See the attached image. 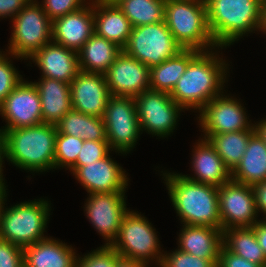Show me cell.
I'll list each match as a JSON object with an SVG mask.
<instances>
[{
    "label": "cell",
    "instance_id": "cell-1",
    "mask_svg": "<svg viewBox=\"0 0 266 267\" xmlns=\"http://www.w3.org/2000/svg\"><path fill=\"white\" fill-rule=\"evenodd\" d=\"M217 55L212 49L200 51L189 62L170 93L180 107L199 112L210 100L223 93L228 63Z\"/></svg>",
    "mask_w": 266,
    "mask_h": 267
},
{
    "label": "cell",
    "instance_id": "cell-2",
    "mask_svg": "<svg viewBox=\"0 0 266 267\" xmlns=\"http://www.w3.org/2000/svg\"><path fill=\"white\" fill-rule=\"evenodd\" d=\"M0 135L3 159L28 172L54 169L56 125L41 123L5 130Z\"/></svg>",
    "mask_w": 266,
    "mask_h": 267
},
{
    "label": "cell",
    "instance_id": "cell-3",
    "mask_svg": "<svg viewBox=\"0 0 266 267\" xmlns=\"http://www.w3.org/2000/svg\"><path fill=\"white\" fill-rule=\"evenodd\" d=\"M169 198L184 225L221 228L218 187L186 178L179 173H163Z\"/></svg>",
    "mask_w": 266,
    "mask_h": 267
},
{
    "label": "cell",
    "instance_id": "cell-4",
    "mask_svg": "<svg viewBox=\"0 0 266 267\" xmlns=\"http://www.w3.org/2000/svg\"><path fill=\"white\" fill-rule=\"evenodd\" d=\"M262 0H205L208 26L218 47L259 31Z\"/></svg>",
    "mask_w": 266,
    "mask_h": 267
},
{
    "label": "cell",
    "instance_id": "cell-5",
    "mask_svg": "<svg viewBox=\"0 0 266 267\" xmlns=\"http://www.w3.org/2000/svg\"><path fill=\"white\" fill-rule=\"evenodd\" d=\"M164 21L183 49H219L208 26L205 0H166Z\"/></svg>",
    "mask_w": 266,
    "mask_h": 267
},
{
    "label": "cell",
    "instance_id": "cell-6",
    "mask_svg": "<svg viewBox=\"0 0 266 267\" xmlns=\"http://www.w3.org/2000/svg\"><path fill=\"white\" fill-rule=\"evenodd\" d=\"M4 208L1 212V239L24 248L47 238L44 232L51 210L48 200L40 198Z\"/></svg>",
    "mask_w": 266,
    "mask_h": 267
},
{
    "label": "cell",
    "instance_id": "cell-7",
    "mask_svg": "<svg viewBox=\"0 0 266 267\" xmlns=\"http://www.w3.org/2000/svg\"><path fill=\"white\" fill-rule=\"evenodd\" d=\"M12 23L9 51L6 50L11 57L27 60L52 42V20L36 0H30L12 19Z\"/></svg>",
    "mask_w": 266,
    "mask_h": 267
},
{
    "label": "cell",
    "instance_id": "cell-8",
    "mask_svg": "<svg viewBox=\"0 0 266 267\" xmlns=\"http://www.w3.org/2000/svg\"><path fill=\"white\" fill-rule=\"evenodd\" d=\"M156 233L144 215L128 210L118 236L110 246L120 257L144 262L147 266L149 260H156L155 263L160 267L163 253Z\"/></svg>",
    "mask_w": 266,
    "mask_h": 267
},
{
    "label": "cell",
    "instance_id": "cell-9",
    "mask_svg": "<svg viewBox=\"0 0 266 267\" xmlns=\"http://www.w3.org/2000/svg\"><path fill=\"white\" fill-rule=\"evenodd\" d=\"M182 46L175 40L165 21L132 27L123 51L149 69L176 56Z\"/></svg>",
    "mask_w": 266,
    "mask_h": 267
},
{
    "label": "cell",
    "instance_id": "cell-10",
    "mask_svg": "<svg viewBox=\"0 0 266 267\" xmlns=\"http://www.w3.org/2000/svg\"><path fill=\"white\" fill-rule=\"evenodd\" d=\"M102 118L110 150L121 154L130 152L141 132L135 98L111 95Z\"/></svg>",
    "mask_w": 266,
    "mask_h": 267
},
{
    "label": "cell",
    "instance_id": "cell-11",
    "mask_svg": "<svg viewBox=\"0 0 266 267\" xmlns=\"http://www.w3.org/2000/svg\"><path fill=\"white\" fill-rule=\"evenodd\" d=\"M141 131L159 137L169 136L175 129L182 110L169 93L147 90L135 97Z\"/></svg>",
    "mask_w": 266,
    "mask_h": 267
},
{
    "label": "cell",
    "instance_id": "cell-12",
    "mask_svg": "<svg viewBox=\"0 0 266 267\" xmlns=\"http://www.w3.org/2000/svg\"><path fill=\"white\" fill-rule=\"evenodd\" d=\"M237 98L221 95L210 100L199 112V125L207 139L213 134L255 130Z\"/></svg>",
    "mask_w": 266,
    "mask_h": 267
},
{
    "label": "cell",
    "instance_id": "cell-13",
    "mask_svg": "<svg viewBox=\"0 0 266 267\" xmlns=\"http://www.w3.org/2000/svg\"><path fill=\"white\" fill-rule=\"evenodd\" d=\"M221 229L252 227L257 220L252 186L233 180L218 187Z\"/></svg>",
    "mask_w": 266,
    "mask_h": 267
},
{
    "label": "cell",
    "instance_id": "cell-14",
    "mask_svg": "<svg viewBox=\"0 0 266 267\" xmlns=\"http://www.w3.org/2000/svg\"><path fill=\"white\" fill-rule=\"evenodd\" d=\"M0 114L6 120L5 130L35 126L42 122L39 91L33 82L24 79L8 94L0 106Z\"/></svg>",
    "mask_w": 266,
    "mask_h": 267
},
{
    "label": "cell",
    "instance_id": "cell-15",
    "mask_svg": "<svg viewBox=\"0 0 266 267\" xmlns=\"http://www.w3.org/2000/svg\"><path fill=\"white\" fill-rule=\"evenodd\" d=\"M84 211L94 228L106 240L105 245L110 246L117 238L119 228L125 214V192L93 193L89 194Z\"/></svg>",
    "mask_w": 266,
    "mask_h": 267
},
{
    "label": "cell",
    "instance_id": "cell-16",
    "mask_svg": "<svg viewBox=\"0 0 266 267\" xmlns=\"http://www.w3.org/2000/svg\"><path fill=\"white\" fill-rule=\"evenodd\" d=\"M110 95L137 97L150 89V69L123 50L105 73Z\"/></svg>",
    "mask_w": 266,
    "mask_h": 267
},
{
    "label": "cell",
    "instance_id": "cell-17",
    "mask_svg": "<svg viewBox=\"0 0 266 267\" xmlns=\"http://www.w3.org/2000/svg\"><path fill=\"white\" fill-rule=\"evenodd\" d=\"M69 170L89 194L125 192L128 188L129 179L124 169L109 154L94 163L72 166Z\"/></svg>",
    "mask_w": 266,
    "mask_h": 267
},
{
    "label": "cell",
    "instance_id": "cell-18",
    "mask_svg": "<svg viewBox=\"0 0 266 267\" xmlns=\"http://www.w3.org/2000/svg\"><path fill=\"white\" fill-rule=\"evenodd\" d=\"M72 109L86 115L103 117L108 98L105 74L79 71L70 83Z\"/></svg>",
    "mask_w": 266,
    "mask_h": 267
},
{
    "label": "cell",
    "instance_id": "cell-19",
    "mask_svg": "<svg viewBox=\"0 0 266 267\" xmlns=\"http://www.w3.org/2000/svg\"><path fill=\"white\" fill-rule=\"evenodd\" d=\"M94 33L93 0L88 5L52 21V42L76 52Z\"/></svg>",
    "mask_w": 266,
    "mask_h": 267
},
{
    "label": "cell",
    "instance_id": "cell-20",
    "mask_svg": "<svg viewBox=\"0 0 266 267\" xmlns=\"http://www.w3.org/2000/svg\"><path fill=\"white\" fill-rule=\"evenodd\" d=\"M29 59L41 69V77L67 84H70L80 71L78 52L54 42L46 44Z\"/></svg>",
    "mask_w": 266,
    "mask_h": 267
},
{
    "label": "cell",
    "instance_id": "cell-21",
    "mask_svg": "<svg viewBox=\"0 0 266 267\" xmlns=\"http://www.w3.org/2000/svg\"><path fill=\"white\" fill-rule=\"evenodd\" d=\"M192 153L191 164L195 175H184L186 178L216 187H221L231 180V171L207 139L198 141Z\"/></svg>",
    "mask_w": 266,
    "mask_h": 267
},
{
    "label": "cell",
    "instance_id": "cell-22",
    "mask_svg": "<svg viewBox=\"0 0 266 267\" xmlns=\"http://www.w3.org/2000/svg\"><path fill=\"white\" fill-rule=\"evenodd\" d=\"M179 234L178 249L202 259H214L219 262V252L223 245L221 228L183 225Z\"/></svg>",
    "mask_w": 266,
    "mask_h": 267
},
{
    "label": "cell",
    "instance_id": "cell-23",
    "mask_svg": "<svg viewBox=\"0 0 266 267\" xmlns=\"http://www.w3.org/2000/svg\"><path fill=\"white\" fill-rule=\"evenodd\" d=\"M71 247L50 237L25 246V267H75L77 256Z\"/></svg>",
    "mask_w": 266,
    "mask_h": 267
},
{
    "label": "cell",
    "instance_id": "cell-24",
    "mask_svg": "<svg viewBox=\"0 0 266 267\" xmlns=\"http://www.w3.org/2000/svg\"><path fill=\"white\" fill-rule=\"evenodd\" d=\"M93 14L95 33L123 50L131 34L132 25L122 10L117 5L93 0Z\"/></svg>",
    "mask_w": 266,
    "mask_h": 267
},
{
    "label": "cell",
    "instance_id": "cell-25",
    "mask_svg": "<svg viewBox=\"0 0 266 267\" xmlns=\"http://www.w3.org/2000/svg\"><path fill=\"white\" fill-rule=\"evenodd\" d=\"M33 83L39 91L42 122L55 125L72 109L70 84L48 77Z\"/></svg>",
    "mask_w": 266,
    "mask_h": 267
},
{
    "label": "cell",
    "instance_id": "cell-26",
    "mask_svg": "<svg viewBox=\"0 0 266 267\" xmlns=\"http://www.w3.org/2000/svg\"><path fill=\"white\" fill-rule=\"evenodd\" d=\"M231 180L249 186L266 180V145L256 132L250 136L241 161L231 172Z\"/></svg>",
    "mask_w": 266,
    "mask_h": 267
},
{
    "label": "cell",
    "instance_id": "cell-27",
    "mask_svg": "<svg viewBox=\"0 0 266 267\" xmlns=\"http://www.w3.org/2000/svg\"><path fill=\"white\" fill-rule=\"evenodd\" d=\"M121 51L116 44L94 33L78 51L79 69L105 74Z\"/></svg>",
    "mask_w": 266,
    "mask_h": 267
},
{
    "label": "cell",
    "instance_id": "cell-28",
    "mask_svg": "<svg viewBox=\"0 0 266 267\" xmlns=\"http://www.w3.org/2000/svg\"><path fill=\"white\" fill-rule=\"evenodd\" d=\"M197 49H183L176 56L150 69V89L171 93L183 76L189 62L199 53Z\"/></svg>",
    "mask_w": 266,
    "mask_h": 267
},
{
    "label": "cell",
    "instance_id": "cell-29",
    "mask_svg": "<svg viewBox=\"0 0 266 267\" xmlns=\"http://www.w3.org/2000/svg\"><path fill=\"white\" fill-rule=\"evenodd\" d=\"M57 132L83 140H107L102 117L86 115L71 109L56 124Z\"/></svg>",
    "mask_w": 266,
    "mask_h": 267
},
{
    "label": "cell",
    "instance_id": "cell-30",
    "mask_svg": "<svg viewBox=\"0 0 266 267\" xmlns=\"http://www.w3.org/2000/svg\"><path fill=\"white\" fill-rule=\"evenodd\" d=\"M223 246L232 253L266 267V256L251 227L223 230Z\"/></svg>",
    "mask_w": 266,
    "mask_h": 267
},
{
    "label": "cell",
    "instance_id": "cell-31",
    "mask_svg": "<svg viewBox=\"0 0 266 267\" xmlns=\"http://www.w3.org/2000/svg\"><path fill=\"white\" fill-rule=\"evenodd\" d=\"M255 130H243L210 135L207 140L214 147L226 167L232 172L241 161L250 136Z\"/></svg>",
    "mask_w": 266,
    "mask_h": 267
},
{
    "label": "cell",
    "instance_id": "cell-32",
    "mask_svg": "<svg viewBox=\"0 0 266 267\" xmlns=\"http://www.w3.org/2000/svg\"><path fill=\"white\" fill-rule=\"evenodd\" d=\"M166 0H122L117 6L132 27L164 21Z\"/></svg>",
    "mask_w": 266,
    "mask_h": 267
},
{
    "label": "cell",
    "instance_id": "cell-33",
    "mask_svg": "<svg viewBox=\"0 0 266 267\" xmlns=\"http://www.w3.org/2000/svg\"><path fill=\"white\" fill-rule=\"evenodd\" d=\"M84 140L80 137L57 132L55 139L54 169L66 167L70 169L77 160Z\"/></svg>",
    "mask_w": 266,
    "mask_h": 267
},
{
    "label": "cell",
    "instance_id": "cell-34",
    "mask_svg": "<svg viewBox=\"0 0 266 267\" xmlns=\"http://www.w3.org/2000/svg\"><path fill=\"white\" fill-rule=\"evenodd\" d=\"M119 254L111 247L102 245L87 255L77 257L75 267H115Z\"/></svg>",
    "mask_w": 266,
    "mask_h": 267
},
{
    "label": "cell",
    "instance_id": "cell-35",
    "mask_svg": "<svg viewBox=\"0 0 266 267\" xmlns=\"http://www.w3.org/2000/svg\"><path fill=\"white\" fill-rule=\"evenodd\" d=\"M9 59L4 51L3 53L0 51V106L8 94L23 80Z\"/></svg>",
    "mask_w": 266,
    "mask_h": 267
},
{
    "label": "cell",
    "instance_id": "cell-36",
    "mask_svg": "<svg viewBox=\"0 0 266 267\" xmlns=\"http://www.w3.org/2000/svg\"><path fill=\"white\" fill-rule=\"evenodd\" d=\"M173 253L163 254L161 267H215L214 259H202L176 249Z\"/></svg>",
    "mask_w": 266,
    "mask_h": 267
},
{
    "label": "cell",
    "instance_id": "cell-37",
    "mask_svg": "<svg viewBox=\"0 0 266 267\" xmlns=\"http://www.w3.org/2000/svg\"><path fill=\"white\" fill-rule=\"evenodd\" d=\"M110 152L107 140H84L76 163L73 166H85L106 157Z\"/></svg>",
    "mask_w": 266,
    "mask_h": 267
},
{
    "label": "cell",
    "instance_id": "cell-38",
    "mask_svg": "<svg viewBox=\"0 0 266 267\" xmlns=\"http://www.w3.org/2000/svg\"><path fill=\"white\" fill-rule=\"evenodd\" d=\"M88 1V0H87ZM86 0H43L42 8L53 21L88 4ZM86 3V4H85Z\"/></svg>",
    "mask_w": 266,
    "mask_h": 267
},
{
    "label": "cell",
    "instance_id": "cell-39",
    "mask_svg": "<svg viewBox=\"0 0 266 267\" xmlns=\"http://www.w3.org/2000/svg\"><path fill=\"white\" fill-rule=\"evenodd\" d=\"M0 267H25L23 247L0 238Z\"/></svg>",
    "mask_w": 266,
    "mask_h": 267
},
{
    "label": "cell",
    "instance_id": "cell-40",
    "mask_svg": "<svg viewBox=\"0 0 266 267\" xmlns=\"http://www.w3.org/2000/svg\"><path fill=\"white\" fill-rule=\"evenodd\" d=\"M219 267H263L227 250L223 245L219 252Z\"/></svg>",
    "mask_w": 266,
    "mask_h": 267
},
{
    "label": "cell",
    "instance_id": "cell-41",
    "mask_svg": "<svg viewBox=\"0 0 266 267\" xmlns=\"http://www.w3.org/2000/svg\"><path fill=\"white\" fill-rule=\"evenodd\" d=\"M30 0H0V18L13 19Z\"/></svg>",
    "mask_w": 266,
    "mask_h": 267
},
{
    "label": "cell",
    "instance_id": "cell-42",
    "mask_svg": "<svg viewBox=\"0 0 266 267\" xmlns=\"http://www.w3.org/2000/svg\"><path fill=\"white\" fill-rule=\"evenodd\" d=\"M252 188L255 195L258 214L259 212H262L265 215L264 220H266V180L255 184Z\"/></svg>",
    "mask_w": 266,
    "mask_h": 267
},
{
    "label": "cell",
    "instance_id": "cell-43",
    "mask_svg": "<svg viewBox=\"0 0 266 267\" xmlns=\"http://www.w3.org/2000/svg\"><path fill=\"white\" fill-rule=\"evenodd\" d=\"M251 228L254 230L258 244L266 256V220H259Z\"/></svg>",
    "mask_w": 266,
    "mask_h": 267
},
{
    "label": "cell",
    "instance_id": "cell-44",
    "mask_svg": "<svg viewBox=\"0 0 266 267\" xmlns=\"http://www.w3.org/2000/svg\"><path fill=\"white\" fill-rule=\"evenodd\" d=\"M115 267H148V266L144 262L119 257L116 260Z\"/></svg>",
    "mask_w": 266,
    "mask_h": 267
},
{
    "label": "cell",
    "instance_id": "cell-45",
    "mask_svg": "<svg viewBox=\"0 0 266 267\" xmlns=\"http://www.w3.org/2000/svg\"><path fill=\"white\" fill-rule=\"evenodd\" d=\"M254 129L266 145V119L260 120L256 125L254 124Z\"/></svg>",
    "mask_w": 266,
    "mask_h": 267
},
{
    "label": "cell",
    "instance_id": "cell-46",
    "mask_svg": "<svg viewBox=\"0 0 266 267\" xmlns=\"http://www.w3.org/2000/svg\"><path fill=\"white\" fill-rule=\"evenodd\" d=\"M260 31L266 34V0L261 1L259 32Z\"/></svg>",
    "mask_w": 266,
    "mask_h": 267
},
{
    "label": "cell",
    "instance_id": "cell-47",
    "mask_svg": "<svg viewBox=\"0 0 266 267\" xmlns=\"http://www.w3.org/2000/svg\"><path fill=\"white\" fill-rule=\"evenodd\" d=\"M6 186L3 187L1 190H0V223H1V212L3 210V207L5 205V202L6 201V197H7V193H6ZM4 204V205H3Z\"/></svg>",
    "mask_w": 266,
    "mask_h": 267
},
{
    "label": "cell",
    "instance_id": "cell-48",
    "mask_svg": "<svg viewBox=\"0 0 266 267\" xmlns=\"http://www.w3.org/2000/svg\"><path fill=\"white\" fill-rule=\"evenodd\" d=\"M3 153H2V139H1V135H0V172L3 171V167L2 164H3Z\"/></svg>",
    "mask_w": 266,
    "mask_h": 267
},
{
    "label": "cell",
    "instance_id": "cell-49",
    "mask_svg": "<svg viewBox=\"0 0 266 267\" xmlns=\"http://www.w3.org/2000/svg\"><path fill=\"white\" fill-rule=\"evenodd\" d=\"M99 1L104 2V3H107V4L117 5L122 0H99Z\"/></svg>",
    "mask_w": 266,
    "mask_h": 267
},
{
    "label": "cell",
    "instance_id": "cell-50",
    "mask_svg": "<svg viewBox=\"0 0 266 267\" xmlns=\"http://www.w3.org/2000/svg\"><path fill=\"white\" fill-rule=\"evenodd\" d=\"M5 178H3V172H0V190L5 187V183L3 182Z\"/></svg>",
    "mask_w": 266,
    "mask_h": 267
}]
</instances>
